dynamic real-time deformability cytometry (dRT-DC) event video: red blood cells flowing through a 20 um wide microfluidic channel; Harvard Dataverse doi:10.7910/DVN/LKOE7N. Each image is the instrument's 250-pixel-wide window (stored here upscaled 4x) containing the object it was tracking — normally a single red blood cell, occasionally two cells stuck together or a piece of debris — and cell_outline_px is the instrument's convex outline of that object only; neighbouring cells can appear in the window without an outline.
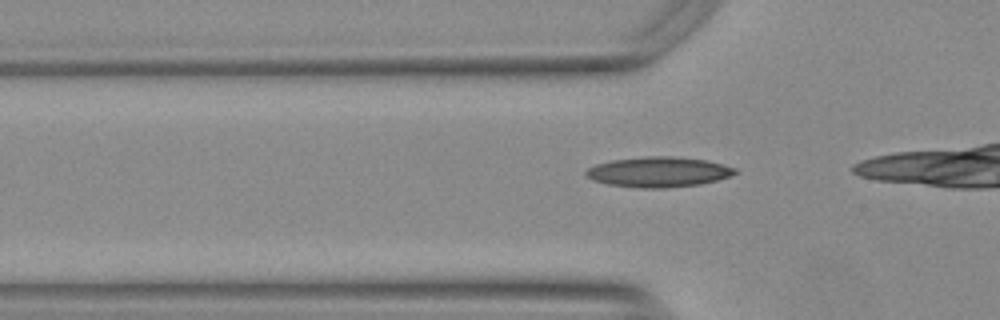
{"species": "Egyptian fruit bat (a non-hibernating species)", "species_latin": "Rousettus aegyptiacus", "temperature_condition": "warm", "stored_images_in_passage": 15, "camera_frame_rate_fps": 3000, "um_per_image_px": 0.085, "animal": {"sex": "female"}, "frame": {"image": 1, "passage_image": 10, "time_ms": 3.0, "image_size_px": [1000, 320], "cell_outline_px": [[740, 172], [716, 180], [700, 184], [664, 188], [640, 188], [608, 184], [592, 180], [584, 172], [588, 168], [596, 164], [612, 160], [644, 156], [672, 156], [708, 160], [736, 168]], "centroid_in_image_um": [55.98, 14.61], "position_along_channel_um": 69.8, "area_um2": 26.24}}
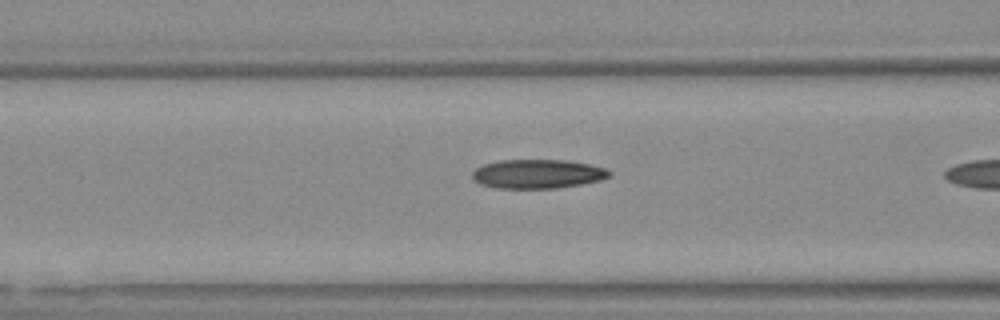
{"frame": {"image": 2, "passage_image": 14, "time_ms": 4.333, "image_size_px": [1000, 320], "cell_outline_px": [[612, 172], [608, 176], [600, 180], [580, 184], [556, 188], [496, 188], [480, 184], [472, 176], [472, 172], [476, 168], [484, 164], [500, 160], [568, 160], [588, 164], [604, 168]], "centroid_in_image_um": [45.68, 14.78], "position_along_channel_um": 120.9, "area_um2": 23.0}}